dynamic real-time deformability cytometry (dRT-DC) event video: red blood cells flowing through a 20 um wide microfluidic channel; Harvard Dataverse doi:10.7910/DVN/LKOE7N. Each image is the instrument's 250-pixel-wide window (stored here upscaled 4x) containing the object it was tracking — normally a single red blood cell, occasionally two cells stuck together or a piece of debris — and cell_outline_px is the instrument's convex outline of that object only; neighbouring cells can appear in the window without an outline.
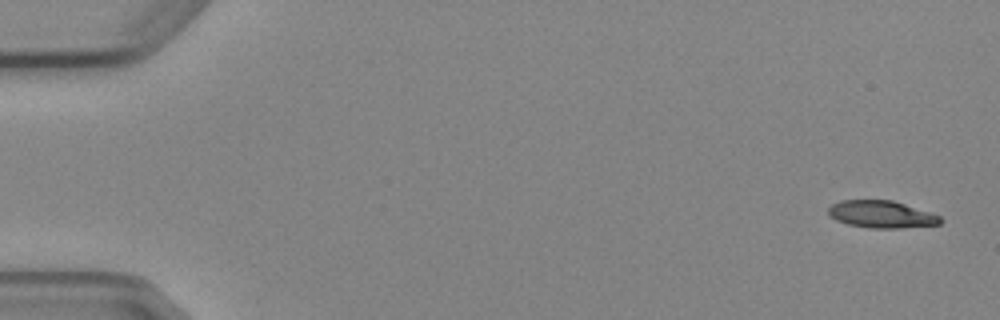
{"species": "Egyptian fruit bat (a non-hibernating species)", "species_latin": "Rousettus aegyptiacus", "temperature_condition": "cold", "stored_images_in_passage": 4, "camera_frame_rate_fps": 3000, "um_per_image_px": 0.085, "animal": {"sex": "female"}, "frame": {"image": 1, "passage_image": 1, "time_ms": 0.0, "image_size_px": [1000, 320], "cell_outline_px": [[944, 220], [940, 224], [900, 228], [868, 228], [848, 224], [836, 220], [828, 216], [828, 208], [832, 204], [840, 200], [892, 200], [932, 212], [940, 216]], "centroid_in_image_um": [74.93, 18.21], "position_along_channel_um": 10.1, "area_um2": 17.98}}